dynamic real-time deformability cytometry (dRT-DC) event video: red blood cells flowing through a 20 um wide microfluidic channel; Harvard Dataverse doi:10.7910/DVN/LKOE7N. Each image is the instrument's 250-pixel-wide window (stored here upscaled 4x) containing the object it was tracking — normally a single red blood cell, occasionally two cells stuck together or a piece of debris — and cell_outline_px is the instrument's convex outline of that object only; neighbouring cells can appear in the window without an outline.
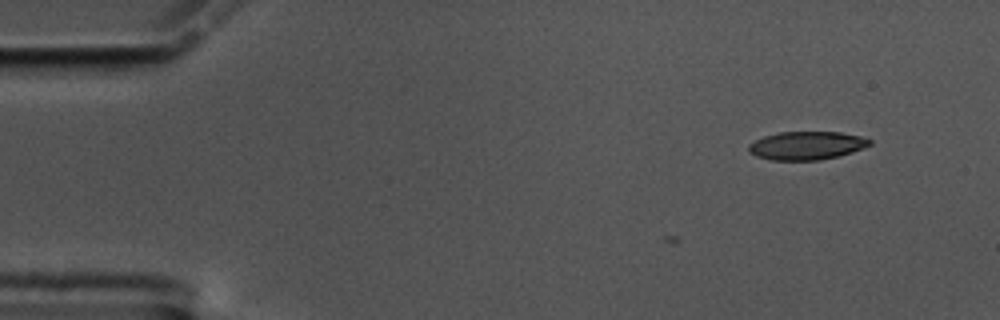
{"species": "common noctule bat (a hibernating species)", "species_latin": "Nyctalus noctula", "temperature_condition": "cold", "stored_images_in_passage": 5, "camera_frame_rate_fps": 3000, "um_per_image_px": 0.085, "animal": {"sex": "male", "body_mass_g": 17.5, "forearm_length_mm": 52.3}, "frame": {"image": 1, "passage_image": 5, "time_ms": 1.333, "image_size_px": [1000, 320], "cell_outline_px": [[872, 144], [852, 152], [820, 160], [772, 160], [756, 156], [748, 152], [748, 144], [764, 136], [780, 132], [840, 132], [860, 136], [872, 140]], "centroid_in_image_um": [68.55, 12.37], "position_along_channel_um": 16.5, "area_um2": 19.88}}